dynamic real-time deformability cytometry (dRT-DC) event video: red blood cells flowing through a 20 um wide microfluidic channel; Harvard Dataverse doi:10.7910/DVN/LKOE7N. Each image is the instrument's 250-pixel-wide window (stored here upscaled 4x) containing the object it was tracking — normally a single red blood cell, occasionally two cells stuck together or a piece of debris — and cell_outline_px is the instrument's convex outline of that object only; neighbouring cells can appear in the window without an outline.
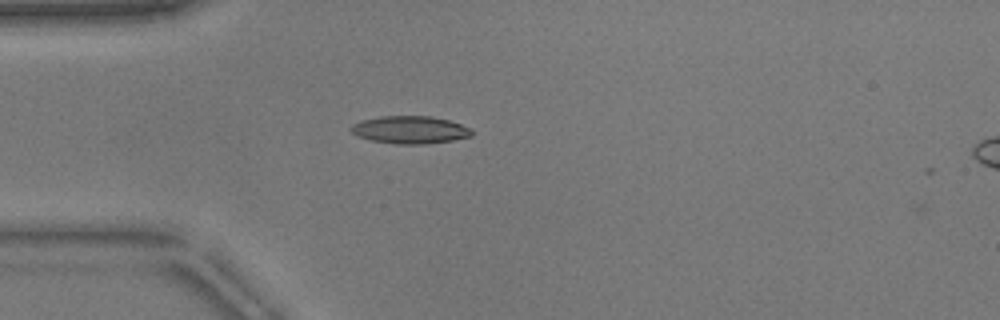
{"species": "common noctule bat (a hibernating species)", "species_latin": "Nyctalus noctula", "temperature_condition": "warm", "stored_images_in_passage": 2, "camera_frame_rate_fps": 3000, "um_per_image_px": 0.085, "animal": {"sex": "male", "body_mass_g": 17.9}, "frame": {"image": 1, "passage_image": 1, "time_ms": 0.0, "image_size_px": [1000, 320], "cell_outline_px": [[472, 136], [452, 140], [424, 144], [396, 144], [372, 140], [356, 136], [348, 128], [352, 124], [360, 120], [380, 116], [432, 116], [448, 120], [472, 128]], "centroid_in_image_um": [34.82, 11.03], "position_along_channel_um": 50.2, "area_um2": 19.54}}